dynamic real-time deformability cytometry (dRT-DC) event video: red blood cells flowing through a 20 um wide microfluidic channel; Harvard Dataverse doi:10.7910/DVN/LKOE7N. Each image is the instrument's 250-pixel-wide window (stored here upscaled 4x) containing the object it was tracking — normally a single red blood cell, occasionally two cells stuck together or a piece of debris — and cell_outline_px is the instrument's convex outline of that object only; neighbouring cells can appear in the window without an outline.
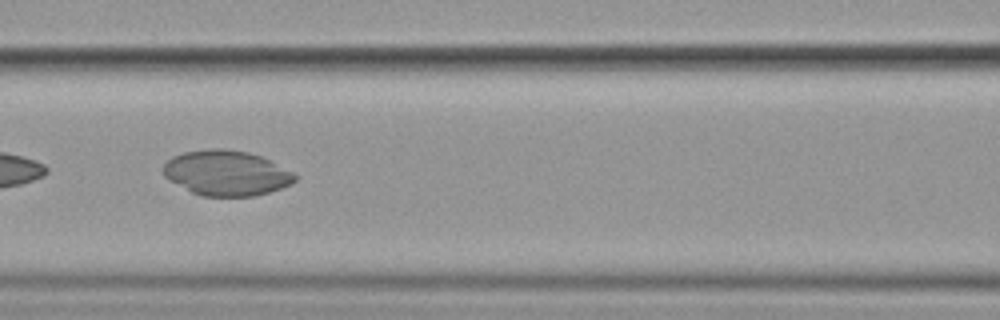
{"species": "common noctule bat (a hibernating species)", "species_latin": "Nyctalus noctula", "temperature_condition": "cold", "stored_images_in_passage": 7, "camera_frame_rate_fps": 3000, "um_per_image_px": 0.085, "animal": {"sex": "female", "body_mass_g": 19.9}, "frame": {"image": 1, "passage_image": 6, "time_ms": 6.0, "image_size_px": [1000, 320], "cell_outline_px": [[296, 180], [292, 184], [256, 196], [200, 196], [168, 180], [164, 176], [164, 164], [172, 156], [184, 152], [208, 148], [224, 148], [248, 152], [272, 160], [296, 172]], "centroid_in_image_um": [19.28, 14.7], "position_along_channel_um": 147.3, "area_um2": 35.03}}